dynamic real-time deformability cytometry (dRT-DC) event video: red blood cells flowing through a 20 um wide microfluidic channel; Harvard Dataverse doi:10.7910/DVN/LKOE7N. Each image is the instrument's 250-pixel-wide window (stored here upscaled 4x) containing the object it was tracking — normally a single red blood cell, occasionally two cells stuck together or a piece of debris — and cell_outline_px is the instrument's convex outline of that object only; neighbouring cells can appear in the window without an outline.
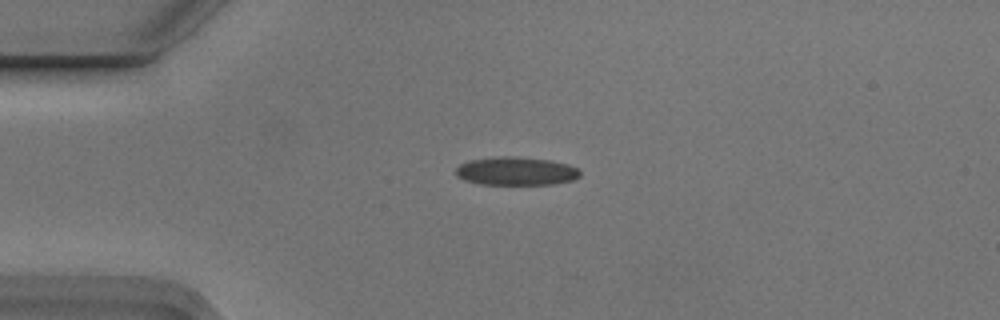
{"species": "Egyptian fruit bat (a non-hibernating species)", "species_latin": "Rousettus aegyptiacus", "temperature_condition": "cold", "stored_images_in_passage": 4, "camera_frame_rate_fps": 3000, "um_per_image_px": 0.085, "animal": {"sex": "male"}, "frame": {"image": 1, "passage_image": 3, "time_ms": 0.667, "image_size_px": [1000, 320], "cell_outline_px": [[580, 176], [572, 180], [556, 184], [480, 184], [464, 180], [456, 176], [456, 168], [460, 164], [468, 160], [500, 156], [512, 156], [552, 160], [568, 164], [576, 168], [580, 172]], "centroid_in_image_um": [43.85, 14.54], "position_along_channel_um": 41.1, "area_um2": 20.58}}